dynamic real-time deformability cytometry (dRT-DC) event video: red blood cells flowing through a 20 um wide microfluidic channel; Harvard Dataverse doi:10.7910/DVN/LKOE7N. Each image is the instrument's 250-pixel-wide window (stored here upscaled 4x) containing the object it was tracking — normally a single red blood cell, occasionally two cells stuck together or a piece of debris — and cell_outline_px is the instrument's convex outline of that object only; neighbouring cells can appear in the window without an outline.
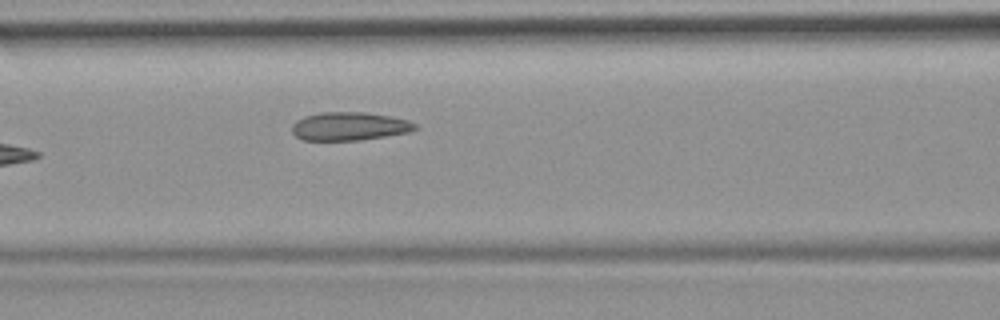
{"species": "common noctule bat (a hibernating species)", "species_latin": "Nyctalus noctula", "temperature_condition": "room temperature", "stored_images_in_passage": 7, "camera_frame_rate_fps": 3000, "um_per_image_px": 0.085, "animal": {"sex": "female", "body_mass_g": 19.9}, "frame": {"image": 1, "passage_image": 7, "time_ms": 2.0, "image_size_px": [1000, 320], "cell_outline_px": [[420, 128], [408, 132], [360, 140], [304, 140], [296, 136], [292, 132], [292, 124], [296, 120], [304, 116], [320, 112], [364, 112], [392, 116], [408, 120], [416, 124]], "centroid_in_image_um": [29.7, 10.72], "position_along_channel_um": 136.9, "area_um2": 20.4}}